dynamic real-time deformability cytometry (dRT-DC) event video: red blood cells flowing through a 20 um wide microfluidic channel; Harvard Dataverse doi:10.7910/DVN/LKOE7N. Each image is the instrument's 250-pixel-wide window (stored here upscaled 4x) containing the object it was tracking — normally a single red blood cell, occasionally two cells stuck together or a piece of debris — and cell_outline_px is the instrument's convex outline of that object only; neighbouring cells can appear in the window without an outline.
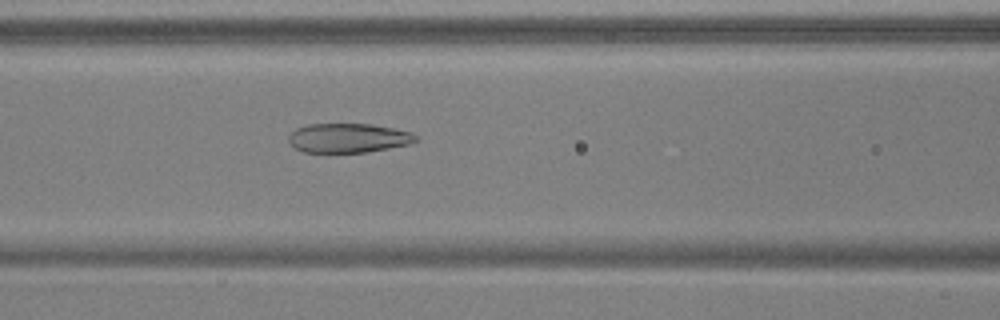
{"species": "common noctule bat (a hibernating species)", "species_latin": "Nyctalus noctula", "temperature_condition": "warm", "stored_images_in_passage": 30, "camera_frame_rate_fps": 3000, "um_per_image_px": 0.085, "animal": {"sex": "male", "body_mass_g": 17.9, "forearm_length_mm": 54.2}, "frame": {"image": 1, "passage_image": 11, "time_ms": 3.333, "image_size_px": [1000, 320], "cell_outline_px": [[420, 140], [408, 144], [368, 152], [304, 152], [296, 148], [288, 140], [288, 136], [296, 128], [308, 124], [372, 124], [412, 132]], "centroid_in_image_um": [29.62, 11.72], "position_along_channel_um": 137.0, "area_um2": 21.62}}
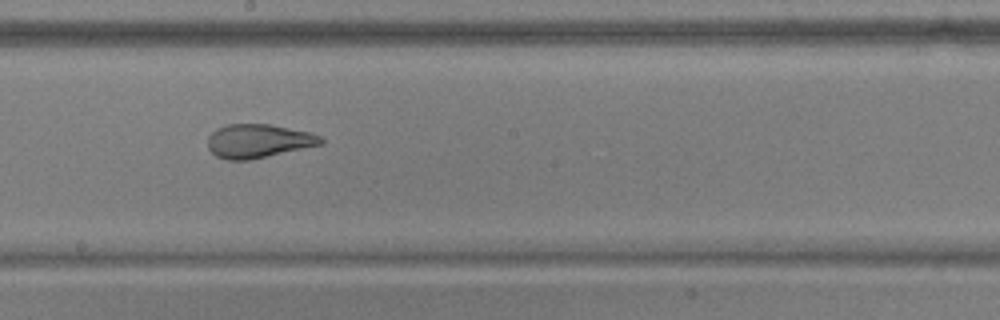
{"frame": {"image": 2, "passage_image": 18, "time_ms": 5.667, "image_size_px": [1000, 320], "cell_outline_px": [[324, 144], [248, 160], [228, 160], [216, 156], [208, 148], [208, 136], [216, 128], [228, 124], [268, 124], [308, 132], [320, 136], [324, 140]], "centroid_in_image_um": [21.94, 11.98], "position_along_channel_um": 226.3, "area_um2": 22.08}}
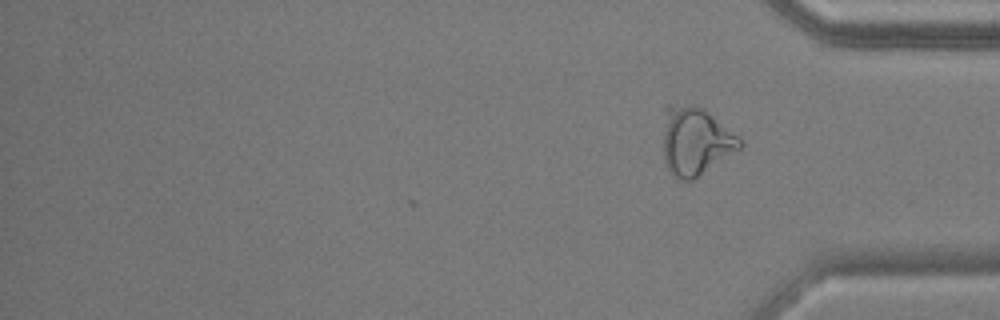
{"frame": {"image": 3, "passage_image": 30, "time_ms": 9.667, "image_size_px": [1000, 320], "cell_outline_px": [[744, 144], [740, 148], [692, 180], [680, 180], [672, 176], [664, 160], [664, 108], [668, 104], [672, 104], [704, 108], [740, 136]], "centroid_in_image_um": [59.12, 11.98], "position_along_channel_um": 376.1, "area_um2": 30.35}, "authors_computed_cell_mechanics": {"area_um2": 22.3108, "velocity_mm_per_s": 3.8299, "shape_relaxation_time_tau1_ms": 10.7546, "shape_relaxation_time_tau2_ms": 1.339, "deformation_change_tau1": 0.2995, "deformation_change_tau2": 0.0851}}